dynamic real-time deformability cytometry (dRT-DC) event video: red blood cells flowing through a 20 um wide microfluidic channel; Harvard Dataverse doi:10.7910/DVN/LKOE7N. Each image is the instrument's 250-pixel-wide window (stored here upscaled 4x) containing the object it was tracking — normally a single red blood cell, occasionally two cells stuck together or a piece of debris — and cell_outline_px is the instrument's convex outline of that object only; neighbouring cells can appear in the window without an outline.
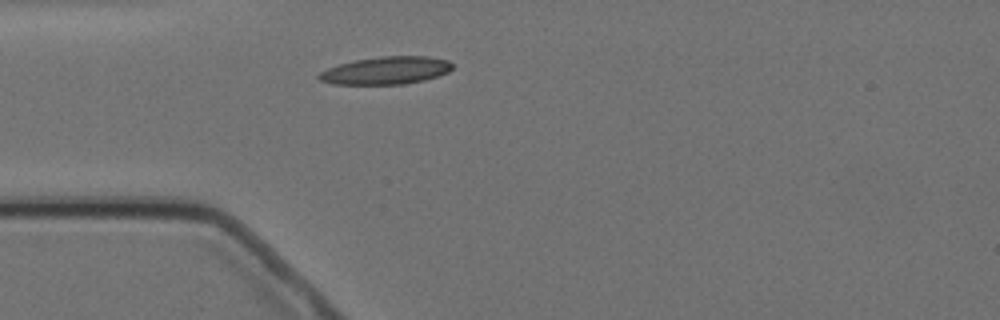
{"species": "Egyptian fruit bat (a non-hibernating species)", "species_latin": "Rousettus aegyptiacus", "temperature_condition": "cold", "stored_images_in_passage": 1, "camera_frame_rate_fps": 3000, "um_per_image_px": 0.085, "animal": {"sex": "female"}, "frame": {"image": 1, "passage_image": 1, "time_ms": 0.0, "image_size_px": [1000, 320], "cell_outline_px": [[452, 68], [448, 72], [440, 76], [424, 80], [404, 84], [332, 84], [320, 80], [316, 76], [320, 72], [328, 68], [340, 64], [356, 60], [380, 56], [428, 56], [448, 60], [452, 64]], "centroid_in_image_um": [32.83, 5.99], "position_along_channel_um": 52.2, "area_um2": 21.5}}